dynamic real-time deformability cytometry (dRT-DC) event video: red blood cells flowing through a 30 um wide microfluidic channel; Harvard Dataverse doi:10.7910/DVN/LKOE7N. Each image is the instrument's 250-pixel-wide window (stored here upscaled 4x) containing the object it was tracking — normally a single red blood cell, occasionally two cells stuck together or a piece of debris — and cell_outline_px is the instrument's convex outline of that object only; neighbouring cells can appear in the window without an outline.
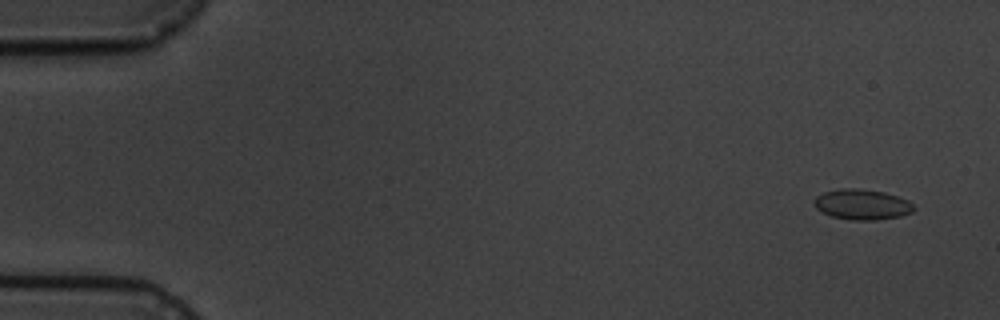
{"species": "common noctule bat (a hibernating species)", "species_latin": "Nyctalus noctula", "temperature_condition": "cold", "stored_images_in_passage": 4, "camera_frame_rate_fps": 3000, "um_per_image_px": 0.085, "animal": {"sex": "male", "body_mass_g": 19.5, "forearm_length_mm": 54.6}, "frame": {"image": 1, "passage_image": 1, "time_ms": 0.0, "image_size_px": [1000, 320], "cell_outline_px": [[916, 208], [912, 212], [900, 216], [876, 220], [848, 220], [832, 216], [816, 208], [812, 204], [812, 200], [816, 196], [824, 192], [840, 188], [860, 188], [884, 192], [908, 200]], "centroid_in_image_um": [73.25, 17.37], "position_along_channel_um": 11.8, "area_um2": 17.8}}